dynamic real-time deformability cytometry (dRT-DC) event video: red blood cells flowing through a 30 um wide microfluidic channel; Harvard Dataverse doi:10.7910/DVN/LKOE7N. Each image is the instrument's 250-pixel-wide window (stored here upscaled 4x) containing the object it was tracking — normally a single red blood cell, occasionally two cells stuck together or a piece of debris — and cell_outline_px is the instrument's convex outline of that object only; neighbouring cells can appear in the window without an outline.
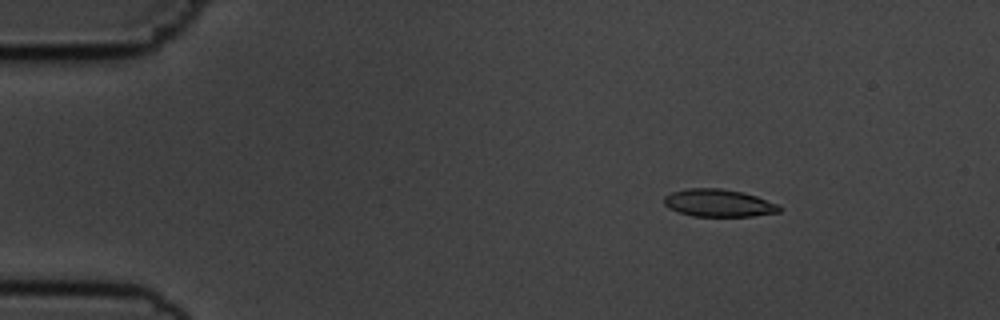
{"species": "common noctule bat (a hibernating species)", "species_latin": "Nyctalus noctula", "temperature_condition": "cold", "stored_images_in_passage": 6, "camera_frame_rate_fps": 3000, "um_per_image_px": 0.085, "animal": {"sex": "male", "body_mass_g": 19.5, "forearm_length_mm": 54.6}, "frame": {"image": 1, "passage_image": 3, "time_ms": 2.333, "image_size_px": [1000, 320], "cell_outline_px": [[780, 212], [752, 216], [692, 216], [668, 208], [664, 204], [664, 196], [672, 192], [688, 188], [720, 188], [744, 192], [780, 204]], "centroid_in_image_um": [61.09, 17.25], "position_along_channel_um": 23.9, "area_um2": 18.55}}
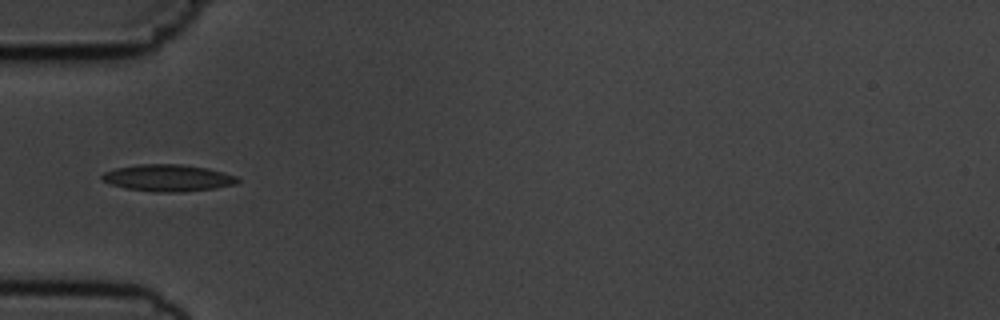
{"frame": {"image": 2, "passage_image": 6, "time_ms": 5.667, "image_size_px": [1000, 320], "cell_outline_px": [[240, 180], [236, 184], [216, 188], [180, 192], [156, 192], [124, 188], [112, 184], [104, 180], [100, 176], [104, 172], [116, 168], [136, 164], [180, 164], [208, 168], [224, 172], [236, 176]], "centroid_in_image_um": [14.29, 15.12], "position_along_channel_um": 70.7, "area_um2": 21.21}}